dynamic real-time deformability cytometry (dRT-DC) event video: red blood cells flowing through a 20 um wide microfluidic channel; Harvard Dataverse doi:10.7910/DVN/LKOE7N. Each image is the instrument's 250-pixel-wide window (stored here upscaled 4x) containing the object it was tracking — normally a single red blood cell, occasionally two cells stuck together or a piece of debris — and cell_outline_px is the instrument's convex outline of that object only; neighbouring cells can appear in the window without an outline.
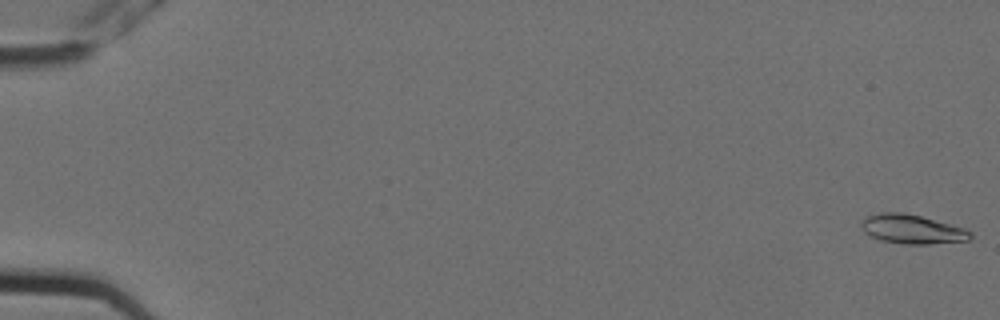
{"species": "Egyptian fruit bat (a non-hibernating species)", "species_latin": "Rousettus aegyptiacus", "temperature_condition": "cold", "stored_images_in_passage": 5, "camera_frame_rate_fps": 3000, "um_per_image_px": 0.085, "animal": {"sex": "female"}, "frame": {"image": 1, "passage_image": 1, "time_ms": 0.0, "image_size_px": [1000, 320], "cell_outline_px": [[972, 236], [968, 240], [928, 244], [900, 244], [880, 240], [864, 232], [860, 224], [868, 216], [880, 212], [900, 212], [920, 216], [964, 228], [972, 232]], "centroid_in_image_um": [77.51, 19.49], "position_along_channel_um": 7.5, "area_um2": 18.32}}
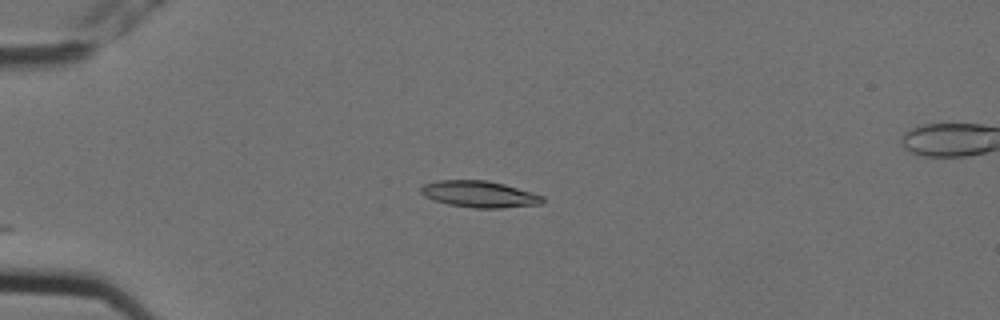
{"frame": {"image": 2, "passage_image": 5, "time_ms": 1.333, "image_size_px": [1000, 320], "cell_outline_px": [[544, 200], [540, 204], [504, 208], [476, 208], [448, 204], [424, 196], [420, 192], [420, 188], [424, 184], [440, 180], [488, 180], [504, 184], [532, 192], [544, 196]], "centroid_in_image_um": [40.77, 16.5], "position_along_channel_um": 44.2, "area_um2": 18.73}}